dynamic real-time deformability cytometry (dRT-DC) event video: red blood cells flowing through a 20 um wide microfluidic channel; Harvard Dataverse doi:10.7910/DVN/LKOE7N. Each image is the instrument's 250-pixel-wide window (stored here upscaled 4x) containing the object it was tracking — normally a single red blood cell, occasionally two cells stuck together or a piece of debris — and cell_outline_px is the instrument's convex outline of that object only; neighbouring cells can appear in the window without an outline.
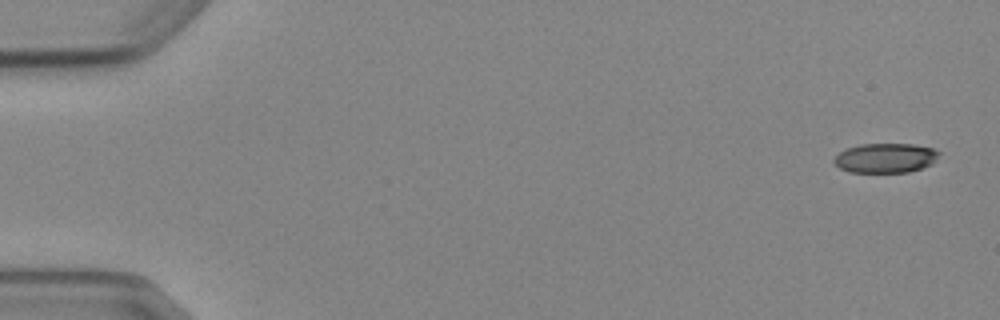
{"species": "Egyptian fruit bat (a non-hibernating species)", "species_latin": "Rousettus aegyptiacus", "temperature_condition": "cold", "stored_images_in_passage": 6, "segment_of_instrument_passage": [1, 2], "camera_frame_rate_fps": 3000, "um_per_image_px": 0.085, "animal": {"sex": "female"}, "frame": {"image": 1, "passage_image": 1, "time_ms": 0.0, "image_size_px": [1000, 320], "cell_outline_px": [[940, 152], [936, 160], [932, 164], [908, 172], [848, 172], [840, 168], [832, 160], [840, 152], [848, 148], [860, 144], [912, 144], [932, 148]], "centroid_in_image_um": [75.27, 13.43], "position_along_channel_um": 9.7, "area_um2": 17.98}}
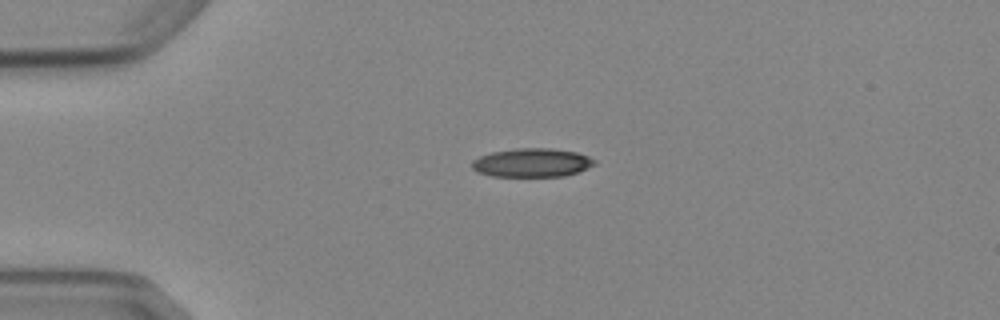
{"frame": {"image": 2, "passage_image": 4, "time_ms": 3.667, "image_size_px": [1000, 320], "cell_outline_px": [[596, 164], [580, 172], [564, 176], [492, 176], [476, 172], [472, 168], [472, 160], [480, 156], [492, 152], [516, 148], [552, 148], [576, 152], [588, 156], [596, 160]], "centroid_in_image_um": [45.23, 13.83], "position_along_channel_um": 39.8, "area_um2": 20.63}}